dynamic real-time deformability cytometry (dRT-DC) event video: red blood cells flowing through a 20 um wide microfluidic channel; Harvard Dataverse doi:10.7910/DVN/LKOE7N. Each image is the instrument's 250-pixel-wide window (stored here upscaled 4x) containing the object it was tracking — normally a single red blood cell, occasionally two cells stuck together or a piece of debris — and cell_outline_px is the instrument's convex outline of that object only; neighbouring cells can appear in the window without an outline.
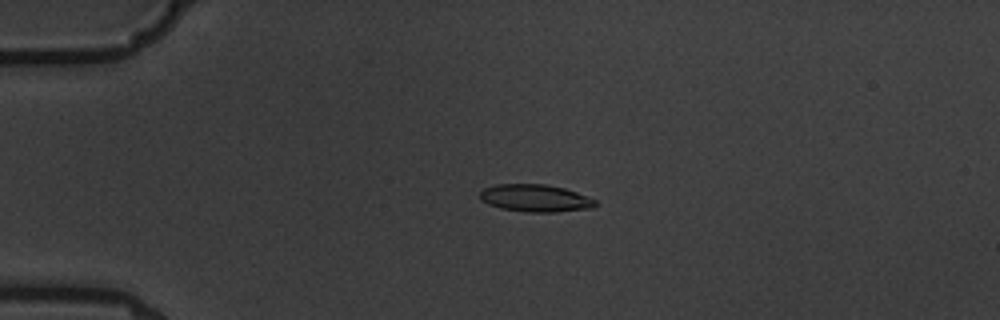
{"species": "common noctule bat (a hibernating species)", "species_latin": "Nyctalus noctula", "temperature_condition": "warm", "stored_images_in_passage": 4, "camera_frame_rate_fps": 3000, "um_per_image_px": 0.085, "animal": {"sex": "male", "body_mass_g": 19.5, "forearm_length_mm": 54.6}, "frame": {"image": 1, "passage_image": 3, "time_ms": 2.333, "image_size_px": [1000, 320], "cell_outline_px": [[596, 204], [592, 208], [556, 212], [528, 212], [500, 208], [488, 204], [480, 200], [480, 192], [484, 188], [496, 184], [544, 184], [564, 188], [576, 192], [596, 200]], "centroid_in_image_um": [45.48, 16.84], "position_along_channel_um": 39.5, "area_um2": 18.38}}